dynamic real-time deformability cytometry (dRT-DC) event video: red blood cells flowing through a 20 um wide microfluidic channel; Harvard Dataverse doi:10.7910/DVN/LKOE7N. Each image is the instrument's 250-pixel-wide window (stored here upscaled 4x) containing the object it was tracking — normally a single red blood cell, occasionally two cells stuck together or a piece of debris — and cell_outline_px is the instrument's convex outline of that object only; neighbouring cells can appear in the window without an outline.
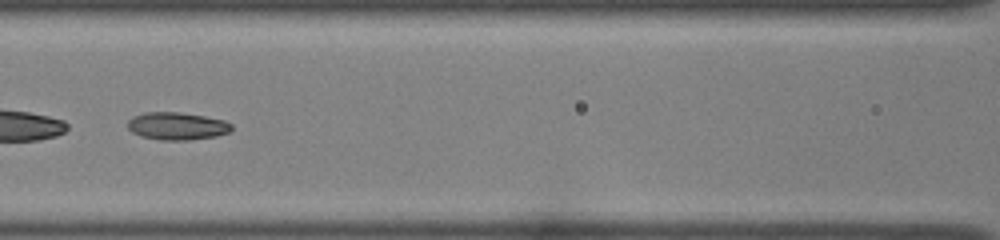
{"species": "common noctule bat (a hibernating species)", "species_latin": "Nyctalus noctula", "temperature_condition": "room temperature", "stored_images_in_passage": 54, "segment_of_instrument_passage": [2, 2], "camera_frame_rate_fps": 3000, "um_per_image_px": 0.085, "animal": {"sex": "female", "body_mass_g": 22.0, "forearm_length_mm": 56.7}, "frame": {"image": 1, "passage_image": 29, "time_ms": 9.333, "image_size_px": [1000, 240], "cell_outline_px": [[232, 128], [228, 132], [216, 136], [188, 140], [160, 140], [140, 136], [132, 132], [128, 128], [128, 120], [132, 116], [144, 112], [180, 112], [204, 116], [224, 120], [232, 124]], "centroid_in_image_um": [15.02, 10.71], "position_along_channel_um": 151.6, "area_um2": 16.76}}
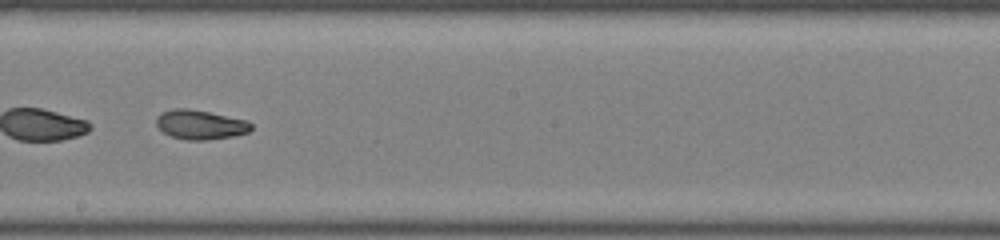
{"frame": {"image": 2, "passage_image": 35, "time_ms": 11.333, "image_size_px": [1000, 240], "cell_outline_px": [[252, 128], [248, 132], [232, 136], [208, 140], [188, 140], [172, 136], [164, 132], [156, 124], [156, 120], [160, 112], [172, 108], [188, 108], [248, 120], [252, 124]], "centroid_in_image_um": [17.03, 10.58], "position_along_channel_um": 231.2, "area_um2": 16.18}}